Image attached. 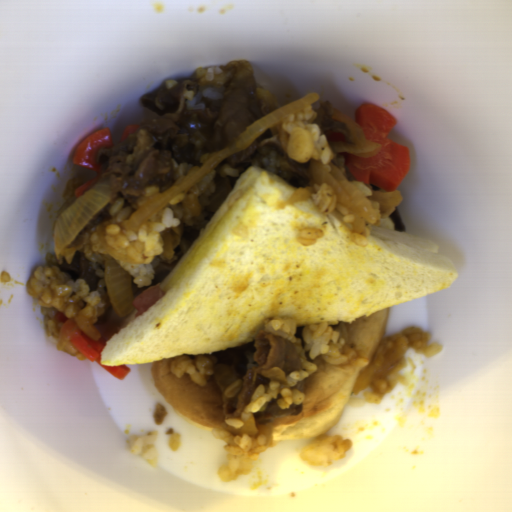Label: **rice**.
<instances>
[{
    "instance_id": "obj_1",
    "label": "rice",
    "mask_w": 512,
    "mask_h": 512,
    "mask_svg": "<svg viewBox=\"0 0 512 512\" xmlns=\"http://www.w3.org/2000/svg\"><path fill=\"white\" fill-rule=\"evenodd\" d=\"M183 199L185 192L181 190L153 211L135 231L126 228L133 209L124 207L125 200L118 199L109 208L114 220L108 224L105 234L90 236L89 241L78 248L65 247L57 260L70 264L76 252L104 268L107 260H115L133 277L137 287H148L156 278L159 256L164 253L161 233L168 227L179 225L180 220L173 216L172 207Z\"/></svg>"
},
{
    "instance_id": "obj_2",
    "label": "rice",
    "mask_w": 512,
    "mask_h": 512,
    "mask_svg": "<svg viewBox=\"0 0 512 512\" xmlns=\"http://www.w3.org/2000/svg\"><path fill=\"white\" fill-rule=\"evenodd\" d=\"M29 295L41 305L44 330L59 341L61 328L54 317L59 312L68 319L83 316L92 325L105 312V302L99 291H93L84 278L74 281L57 266L55 256L47 254L44 265H39L27 282Z\"/></svg>"
},
{
    "instance_id": "obj_3",
    "label": "rice",
    "mask_w": 512,
    "mask_h": 512,
    "mask_svg": "<svg viewBox=\"0 0 512 512\" xmlns=\"http://www.w3.org/2000/svg\"><path fill=\"white\" fill-rule=\"evenodd\" d=\"M350 184L368 201L376 214V222L371 223L364 218L365 225L361 232H356L354 228L355 216L350 214L348 209L337 202V193L334 189L324 183H315L313 185V193L311 194L312 202L317 211L329 214L334 209H338L342 214L346 227L350 230V239L360 247L368 245L367 238L370 237L372 228H384L392 230L393 220L391 219L395 207L388 211H380L379 203L369 199L375 191L373 184H366L361 181H349Z\"/></svg>"
},
{
    "instance_id": "obj_4",
    "label": "rice",
    "mask_w": 512,
    "mask_h": 512,
    "mask_svg": "<svg viewBox=\"0 0 512 512\" xmlns=\"http://www.w3.org/2000/svg\"><path fill=\"white\" fill-rule=\"evenodd\" d=\"M211 435L226 441L223 449L228 452L229 462L220 466L218 475L227 483L249 473L253 462L266 450L267 439L262 434L257 437H250L248 434L233 435L225 429L216 427Z\"/></svg>"
},
{
    "instance_id": "obj_5",
    "label": "rice",
    "mask_w": 512,
    "mask_h": 512,
    "mask_svg": "<svg viewBox=\"0 0 512 512\" xmlns=\"http://www.w3.org/2000/svg\"><path fill=\"white\" fill-rule=\"evenodd\" d=\"M302 369L293 371L285 379V384L274 381L263 385L262 383L254 391L249 403L245 406V412L255 414L263 406L272 400H277L278 407L281 410L289 408L292 404L300 405L304 399V393L295 388V386L313 375L317 371V366L306 359L301 361Z\"/></svg>"
},
{
    "instance_id": "obj_6",
    "label": "rice",
    "mask_w": 512,
    "mask_h": 512,
    "mask_svg": "<svg viewBox=\"0 0 512 512\" xmlns=\"http://www.w3.org/2000/svg\"><path fill=\"white\" fill-rule=\"evenodd\" d=\"M301 335L310 359L321 356L322 361L334 366L345 363L346 356L341 353L346 344L344 337L327 322L305 325Z\"/></svg>"
},
{
    "instance_id": "obj_7",
    "label": "rice",
    "mask_w": 512,
    "mask_h": 512,
    "mask_svg": "<svg viewBox=\"0 0 512 512\" xmlns=\"http://www.w3.org/2000/svg\"><path fill=\"white\" fill-rule=\"evenodd\" d=\"M316 118L317 114L313 109V104H310L282 119V130L290 133L294 127L305 129L313 142L310 160H318L326 165L334 160L337 151L332 150L331 141L328 140L327 135L322 133L320 126L314 123Z\"/></svg>"
},
{
    "instance_id": "obj_8",
    "label": "rice",
    "mask_w": 512,
    "mask_h": 512,
    "mask_svg": "<svg viewBox=\"0 0 512 512\" xmlns=\"http://www.w3.org/2000/svg\"><path fill=\"white\" fill-rule=\"evenodd\" d=\"M351 445L352 440L343 439V436L318 435L302 449L300 457L307 465L330 466L344 460Z\"/></svg>"
},
{
    "instance_id": "obj_9",
    "label": "rice",
    "mask_w": 512,
    "mask_h": 512,
    "mask_svg": "<svg viewBox=\"0 0 512 512\" xmlns=\"http://www.w3.org/2000/svg\"><path fill=\"white\" fill-rule=\"evenodd\" d=\"M157 430L146 432L141 436L134 434L131 436V454L139 455L145 459L152 468L157 467L158 452L154 445L157 438Z\"/></svg>"
},
{
    "instance_id": "obj_10",
    "label": "rice",
    "mask_w": 512,
    "mask_h": 512,
    "mask_svg": "<svg viewBox=\"0 0 512 512\" xmlns=\"http://www.w3.org/2000/svg\"><path fill=\"white\" fill-rule=\"evenodd\" d=\"M224 91H226V86H215L211 83L201 85L193 99L186 102V110L191 112L204 111L206 107L204 102H202V99L222 100L224 98Z\"/></svg>"
},
{
    "instance_id": "obj_11",
    "label": "rice",
    "mask_w": 512,
    "mask_h": 512,
    "mask_svg": "<svg viewBox=\"0 0 512 512\" xmlns=\"http://www.w3.org/2000/svg\"><path fill=\"white\" fill-rule=\"evenodd\" d=\"M324 236V231L320 227H305L300 230L297 237L303 246L313 245L317 240Z\"/></svg>"
},
{
    "instance_id": "obj_12",
    "label": "rice",
    "mask_w": 512,
    "mask_h": 512,
    "mask_svg": "<svg viewBox=\"0 0 512 512\" xmlns=\"http://www.w3.org/2000/svg\"><path fill=\"white\" fill-rule=\"evenodd\" d=\"M269 325L276 332H281L284 335H294L296 331V321L287 318H273L269 321Z\"/></svg>"
},
{
    "instance_id": "obj_13",
    "label": "rice",
    "mask_w": 512,
    "mask_h": 512,
    "mask_svg": "<svg viewBox=\"0 0 512 512\" xmlns=\"http://www.w3.org/2000/svg\"><path fill=\"white\" fill-rule=\"evenodd\" d=\"M382 398L373 395V391L363 394V397L355 396L349 399L348 405L355 408L364 407L365 404L372 403L374 405L381 404Z\"/></svg>"
},
{
    "instance_id": "obj_14",
    "label": "rice",
    "mask_w": 512,
    "mask_h": 512,
    "mask_svg": "<svg viewBox=\"0 0 512 512\" xmlns=\"http://www.w3.org/2000/svg\"><path fill=\"white\" fill-rule=\"evenodd\" d=\"M160 190L159 187L152 185L147 186L142 193V197L139 201V208L143 206L145 203H147L149 200H151L153 197H155L157 194H159Z\"/></svg>"
},
{
    "instance_id": "obj_15",
    "label": "rice",
    "mask_w": 512,
    "mask_h": 512,
    "mask_svg": "<svg viewBox=\"0 0 512 512\" xmlns=\"http://www.w3.org/2000/svg\"><path fill=\"white\" fill-rule=\"evenodd\" d=\"M180 442H181V434L179 432L170 435L169 441H168L169 449L172 452H178L179 447H180Z\"/></svg>"
},
{
    "instance_id": "obj_16",
    "label": "rice",
    "mask_w": 512,
    "mask_h": 512,
    "mask_svg": "<svg viewBox=\"0 0 512 512\" xmlns=\"http://www.w3.org/2000/svg\"><path fill=\"white\" fill-rule=\"evenodd\" d=\"M442 346L438 343H432L428 346H426L425 350L423 351L424 354L428 357V358H432L434 356H437L438 353L442 350Z\"/></svg>"
},
{
    "instance_id": "obj_17",
    "label": "rice",
    "mask_w": 512,
    "mask_h": 512,
    "mask_svg": "<svg viewBox=\"0 0 512 512\" xmlns=\"http://www.w3.org/2000/svg\"><path fill=\"white\" fill-rule=\"evenodd\" d=\"M222 67H219V66H216V65H213V66H210L207 70H206V76H207V79L209 81H213L215 79V75L219 74V73H222Z\"/></svg>"
},
{
    "instance_id": "obj_18",
    "label": "rice",
    "mask_w": 512,
    "mask_h": 512,
    "mask_svg": "<svg viewBox=\"0 0 512 512\" xmlns=\"http://www.w3.org/2000/svg\"><path fill=\"white\" fill-rule=\"evenodd\" d=\"M224 421H225V423L227 424L228 427H233L236 430L237 429H241L245 425V423L242 420H240L238 417L229 418V419L224 420Z\"/></svg>"
}]
</instances>
